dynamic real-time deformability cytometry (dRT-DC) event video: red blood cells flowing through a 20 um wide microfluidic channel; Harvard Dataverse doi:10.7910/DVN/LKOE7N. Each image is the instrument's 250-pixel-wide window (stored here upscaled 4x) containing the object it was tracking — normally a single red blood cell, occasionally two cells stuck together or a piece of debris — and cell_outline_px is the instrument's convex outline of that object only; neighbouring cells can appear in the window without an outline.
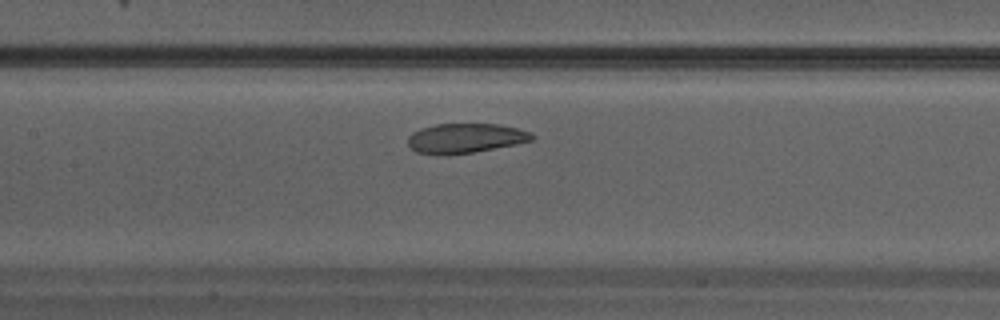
{"species": "Egyptian fruit bat (a non-hibernating species)", "species_latin": "Rousettus aegyptiacus", "temperature_condition": "warm", "stored_images_in_passage": 21, "camera_frame_rate_fps": 3000, "um_per_image_px": 0.085, "animal": {"sex": "male"}, "frame": {"image": 1, "passage_image": 7, "time_ms": 2.0, "image_size_px": [1000, 320], "cell_outline_px": [[536, 136], [532, 140], [516, 144], [472, 152], [444, 156], [416, 152], [408, 144], [408, 136], [412, 132], [420, 128], [436, 124], [496, 124], [516, 128], [528, 132]], "centroid_in_image_um": [39.5, 11.75], "position_along_channel_um": 167.9, "area_um2": 21.39}}
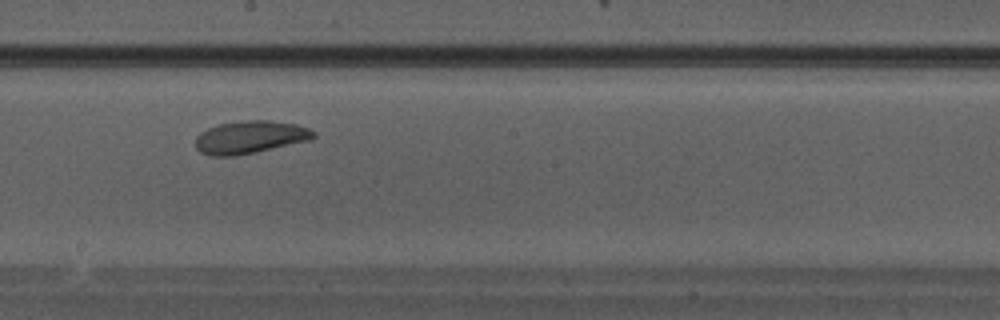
{"frame": {"image": 2, "passage_image": 10, "time_ms": 3.0, "image_size_px": [1000, 320], "cell_outline_px": [[316, 136], [312, 140], [256, 152], [236, 156], [212, 156], [200, 152], [196, 148], [196, 136], [200, 132], [208, 128], [220, 124], [244, 120], [268, 120], [296, 124], [308, 128], [316, 132]], "centroid_in_image_um": [21.28, 11.66], "position_along_channel_um": 226.9, "area_um2": 22.66}}